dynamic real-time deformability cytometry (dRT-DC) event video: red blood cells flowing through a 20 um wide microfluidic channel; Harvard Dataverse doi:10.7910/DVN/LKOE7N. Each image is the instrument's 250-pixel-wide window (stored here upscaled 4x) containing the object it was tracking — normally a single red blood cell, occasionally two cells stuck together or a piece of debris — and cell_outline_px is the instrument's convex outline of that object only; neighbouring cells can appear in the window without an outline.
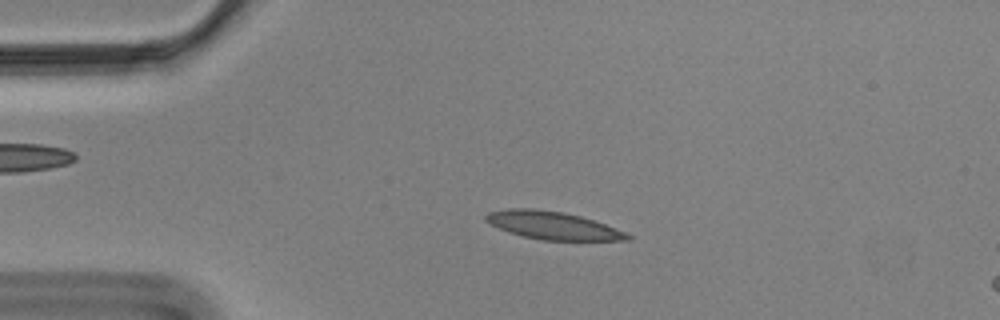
{"species": "Egyptian fruit bat (a non-hibernating species)", "species_latin": "Rousettus aegyptiacus", "temperature_condition": "cold", "stored_images_in_passage": 42, "camera_frame_rate_fps": 3000, "um_per_image_px": 0.085, "animal": {"sex": "male"}, "frame": {"image": 1, "passage_image": 4, "time_ms": 1.0, "image_size_px": [1000, 320], "cell_outline_px": [[632, 240], [540, 240], [508, 232], [484, 220], [484, 216], [488, 212], [508, 208], [532, 208], [564, 212], [580, 216], [604, 224], [624, 232], [632, 236]], "centroid_in_image_um": [46.95, 19.16], "position_along_channel_um": 38.1, "area_um2": 22.77}}
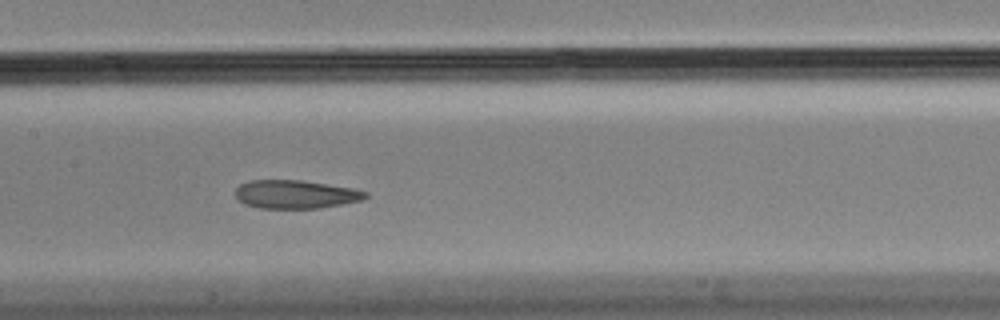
{"frame": {"image": 2, "passage_image": 19, "time_ms": 6.0, "image_size_px": [1000, 320], "cell_outline_px": [[368, 196], [360, 200], [320, 208], [260, 208], [244, 204], [236, 196], [236, 188], [240, 184], [248, 180], [300, 180], [352, 188], [368, 192]], "centroid_in_image_um": [25.09, 16.51], "position_along_channel_um": 182.3, "area_um2": 21.33}}
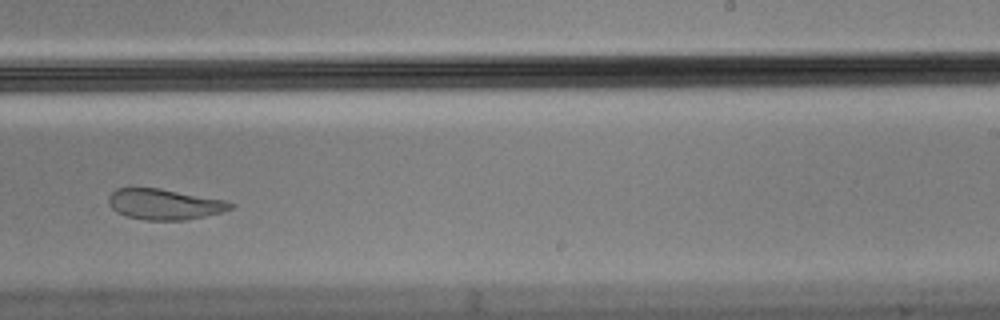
{"frame": {"image": 3, "passage_image": 27, "time_ms": 8.667, "image_size_px": [1000, 320], "cell_outline_px": [[236, 204], [232, 208], [220, 212], [204, 216], [184, 220], [144, 220], [128, 216], [116, 212], [108, 204], [108, 196], [116, 188], [160, 188], [224, 200]], "centroid_in_image_um": [13.94, 17.36], "position_along_channel_um": 275.1, "area_um2": 21.68}, "authors_computed_cell_mechanics": {"area_um2": 22.9177, "velocity_mm_per_s": 3.4896, "shape_relaxation_time_tau1_ms": null, "shape_relaxation_time_tau2_ms": 1.7477, "deformation_change_tau1": null, "deformation_change_tau2": 0.0833}}